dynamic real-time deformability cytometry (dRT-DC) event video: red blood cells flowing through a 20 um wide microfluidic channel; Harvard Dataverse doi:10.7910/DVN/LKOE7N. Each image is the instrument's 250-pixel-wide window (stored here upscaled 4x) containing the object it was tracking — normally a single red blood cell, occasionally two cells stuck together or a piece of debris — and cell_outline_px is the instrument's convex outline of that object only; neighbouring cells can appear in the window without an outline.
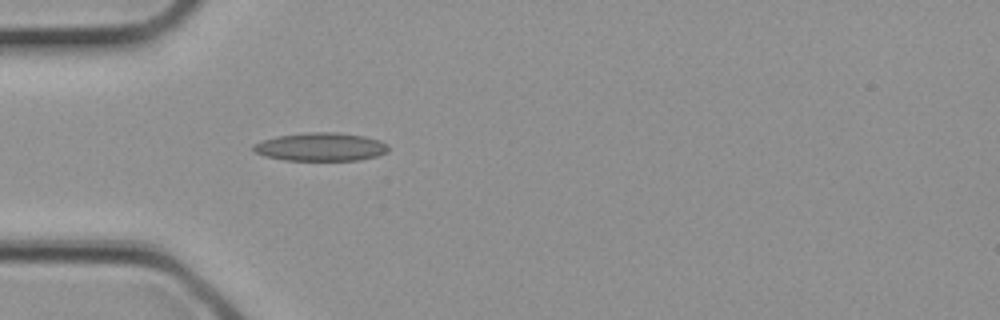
{"species": "common noctule bat (a hibernating species)", "species_latin": "Nyctalus noctula", "temperature_condition": "cold", "stored_images_in_passage": 5, "camera_frame_rate_fps": 3000, "um_per_image_px": 0.085, "animal": {"sex": "female", "body_mass_g": 21.9}, "frame": {"image": 1, "passage_image": 3, "time_ms": 0.667, "image_size_px": [1000, 320], "cell_outline_px": [[388, 152], [376, 156], [360, 160], [284, 160], [264, 156], [256, 152], [252, 148], [252, 144], [276, 136], [312, 132], [336, 132], [364, 136], [380, 140], [388, 144]], "centroid_in_image_um": [27.27, 12.48], "position_along_channel_um": 57.7, "area_um2": 22.25}}
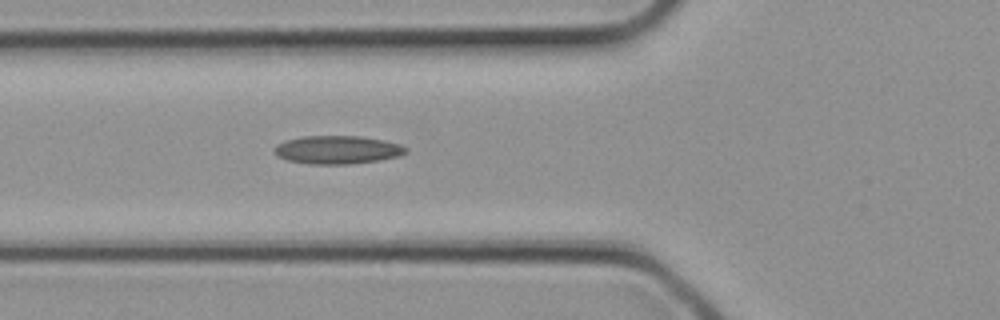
{"frame": {"image": 2, "passage_image": 5, "time_ms": 1.333, "image_size_px": [1000, 320], "cell_outline_px": [[408, 152], [400, 156], [380, 160], [348, 164], [308, 164], [288, 160], [276, 156], [272, 152], [272, 148], [276, 144], [284, 140], [304, 136], [360, 136], [384, 140], [400, 144], [408, 148]], "centroid_in_image_um": [28.65, 12.73], "position_along_channel_um": 97.1, "area_um2": 21.96}}